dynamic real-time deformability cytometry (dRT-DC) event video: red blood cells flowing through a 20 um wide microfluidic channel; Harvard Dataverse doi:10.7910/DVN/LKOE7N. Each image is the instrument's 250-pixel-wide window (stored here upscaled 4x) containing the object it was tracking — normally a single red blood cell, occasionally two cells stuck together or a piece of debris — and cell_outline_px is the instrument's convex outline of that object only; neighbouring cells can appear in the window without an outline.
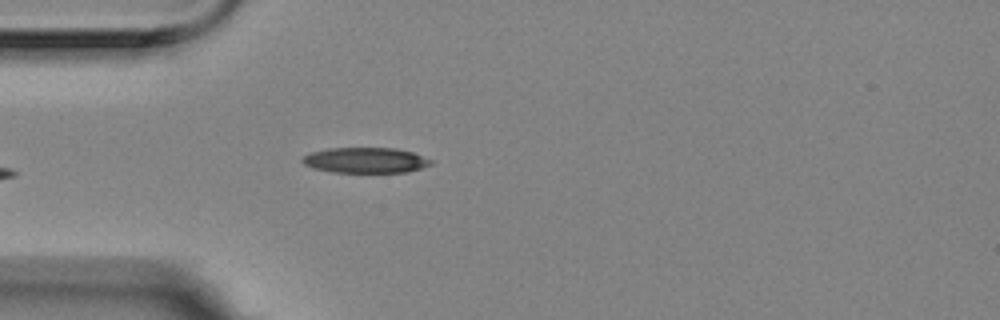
{"species": "Egyptian fruit bat (a non-hibernating species)", "species_latin": "Rousettus aegyptiacus", "temperature_condition": "room temperature", "stored_images_in_passage": 3, "camera_frame_rate_fps": 3000, "um_per_image_px": 0.085, "animal": {"sex": "female"}, "frame": {"image": 1, "passage_image": 3, "time_ms": 0.667, "image_size_px": [1000, 320], "cell_outline_px": [[432, 164], [408, 172], [332, 172], [312, 168], [304, 164], [300, 160], [304, 156], [312, 152], [328, 148], [396, 148], [412, 152], [432, 160]], "centroid_in_image_um": [31.05, 13.62], "position_along_channel_um": 54.0, "area_um2": 19.02}}